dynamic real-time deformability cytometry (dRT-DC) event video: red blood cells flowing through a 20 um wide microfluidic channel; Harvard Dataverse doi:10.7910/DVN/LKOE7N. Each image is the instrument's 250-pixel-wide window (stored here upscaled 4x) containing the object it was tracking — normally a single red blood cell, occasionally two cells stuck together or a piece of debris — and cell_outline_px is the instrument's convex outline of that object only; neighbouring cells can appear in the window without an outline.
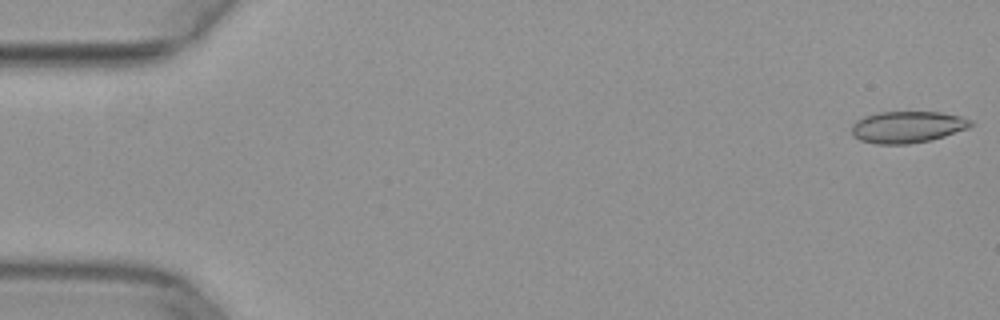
{"species": "common noctule bat (a hibernating species)", "species_latin": "Nyctalus noctula", "temperature_condition": "warm", "stored_images_in_passage": 13, "camera_frame_rate_fps": 3000, "um_per_image_px": 0.085, "animal": {"sex": "female", "body_mass_g": 29.2, "forearm_length_mm": 56.3}, "frame": {"image": 1, "passage_image": 1, "time_ms": 0.0, "image_size_px": [1000, 320], "cell_outline_px": [[976, 124], [968, 128], [944, 136], [928, 140], [908, 144], [876, 144], [860, 140], [852, 136], [852, 124], [856, 120], [864, 116], [880, 112], [940, 112], [960, 116], [972, 120]], "centroid_in_image_um": [77.12, 10.79], "position_along_channel_um": 7.9, "area_um2": 22.02}}
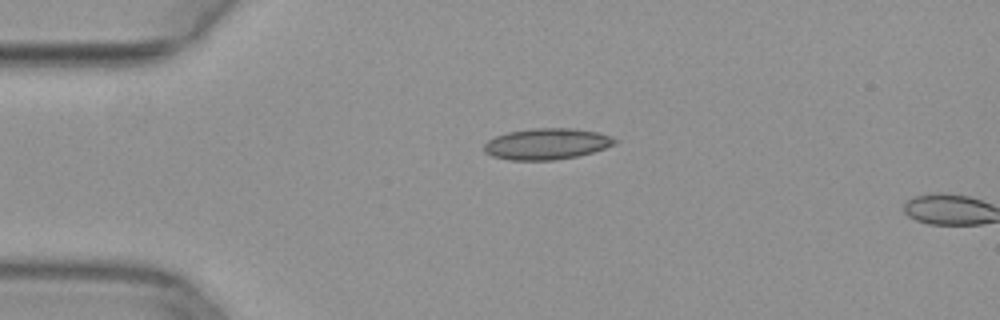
{"frame": {"image": 2, "passage_image": 12, "time_ms": 3.667, "image_size_px": [1000, 320], "cell_outline_px": [[620, 140], [616, 144], [592, 152], [576, 156], [556, 160], [512, 160], [492, 156], [484, 152], [484, 144], [488, 140], [496, 136], [508, 132], [532, 128], [576, 128], [596, 132], [612, 136]], "centroid_in_image_um": [46.49, 12.22], "position_along_channel_um": 38.5, "area_um2": 23.81}}